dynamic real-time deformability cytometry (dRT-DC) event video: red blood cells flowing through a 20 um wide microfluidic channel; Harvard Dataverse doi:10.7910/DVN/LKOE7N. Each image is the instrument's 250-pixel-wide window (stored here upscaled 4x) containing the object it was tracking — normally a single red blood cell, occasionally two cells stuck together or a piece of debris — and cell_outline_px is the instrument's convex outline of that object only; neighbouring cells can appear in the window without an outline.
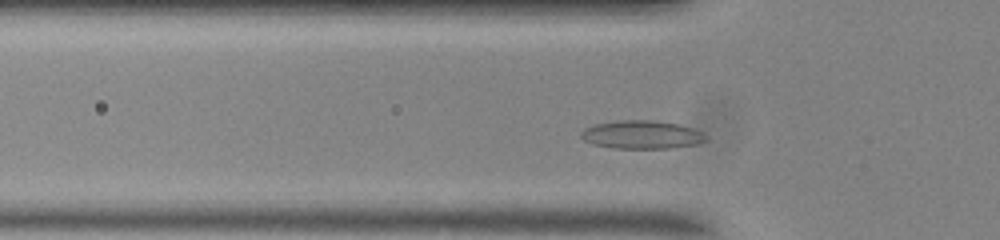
{"species": "common noctule bat (a hibernating species)", "species_latin": "Nyctalus noctula", "temperature_condition": "room temperature", "stored_images_in_passage": 47, "camera_frame_rate_fps": 3000, "um_per_image_px": 0.085, "animal": {"sex": "male", "body_mass_g": 20.0, "forearm_length_mm": 53.3}, "frame": {"image": 1, "passage_image": 8, "time_ms": 2.333, "image_size_px": [1000, 240], "cell_outline_px": [[708, 140], [696, 144], [668, 148], [612, 148], [592, 144], [584, 140], [580, 136], [580, 132], [584, 128], [596, 124], [620, 120], [652, 120], [680, 124], [692, 128], [700, 132]], "centroid_in_image_um": [54.51, 11.44], "position_along_channel_um": 71.3, "area_um2": 20.46}}
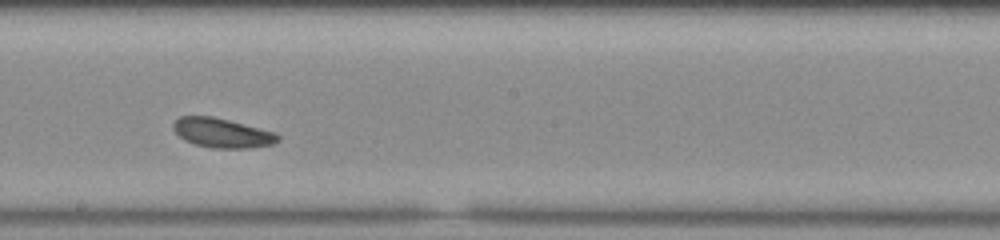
{"frame": {"image": 2, "passage_image": 21, "time_ms": 6.667, "image_size_px": [1000, 240], "cell_outline_px": [[280, 140], [272, 144], [248, 148], [212, 148], [196, 144], [184, 140], [172, 128], [172, 124], [180, 116], [212, 116], [276, 132], [280, 136]], "centroid_in_image_um": [18.89, 11.3], "position_along_channel_um": 229.3, "area_um2": 17.86}}
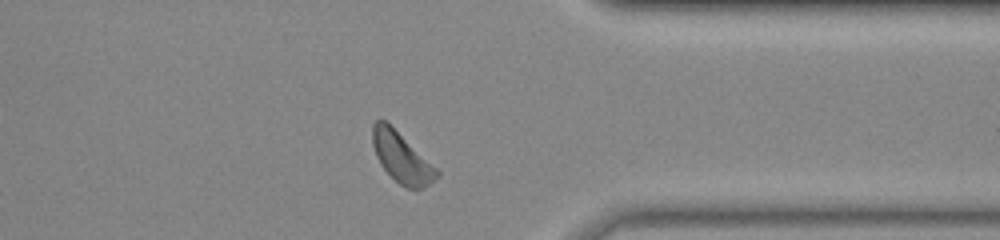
{"frame": {"image": 3, "passage_image": 34, "time_ms": 11.0, "image_size_px": [1000, 240], "cell_outline_px": [[440, 176], [428, 184], [420, 188], [408, 188], [400, 184], [380, 164], [376, 156], [372, 144], [372, 124], [376, 120], [384, 120], [436, 168], [440, 172]], "centroid_in_image_um": [34.11, 13.39], "position_along_channel_um": 377.3, "area_um2": 18.03}, "authors_computed_cell_mechanics": {"area_um2": 18.3226, "velocity_mm_per_s": 3.6425, "shape_relaxation_time_tau1_ms": 2.5776, "shape_relaxation_time_tau2_ms": 9.4821, "deformation_change_tau1": 0.0533, "deformation_change_tau2": 0.1378}}